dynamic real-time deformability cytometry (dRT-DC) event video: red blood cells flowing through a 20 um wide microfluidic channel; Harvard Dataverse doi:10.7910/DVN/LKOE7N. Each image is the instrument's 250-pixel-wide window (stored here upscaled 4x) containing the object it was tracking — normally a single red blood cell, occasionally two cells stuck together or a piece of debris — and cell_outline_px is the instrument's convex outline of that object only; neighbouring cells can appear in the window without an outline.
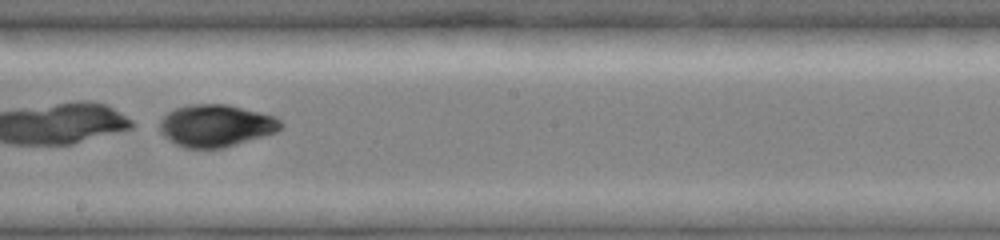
{"species": "common noctule bat (a hibernating species)", "species_latin": "Nyctalus noctula", "temperature_condition": "cold", "stored_images_in_passage": 47, "camera_frame_rate_fps": 3000, "um_per_image_px": 0.085, "animal": {"sex": "female", "body_mass_g": 19.0, "forearm_length_mm": 51.5}, "frame": {"image": 1, "passage_image": 27, "time_ms": 8.667, "image_size_px": [1000, 240], "cell_outline_px": [[284, 124], [276, 132], [224, 148], [184, 148], [176, 144], [164, 136], [160, 132], [160, 120], [168, 112], [176, 108], [188, 104], [228, 104], [276, 116]], "centroid_in_image_um": [18.36, 10.67], "position_along_channel_um": 229.8, "area_um2": 29.82}}